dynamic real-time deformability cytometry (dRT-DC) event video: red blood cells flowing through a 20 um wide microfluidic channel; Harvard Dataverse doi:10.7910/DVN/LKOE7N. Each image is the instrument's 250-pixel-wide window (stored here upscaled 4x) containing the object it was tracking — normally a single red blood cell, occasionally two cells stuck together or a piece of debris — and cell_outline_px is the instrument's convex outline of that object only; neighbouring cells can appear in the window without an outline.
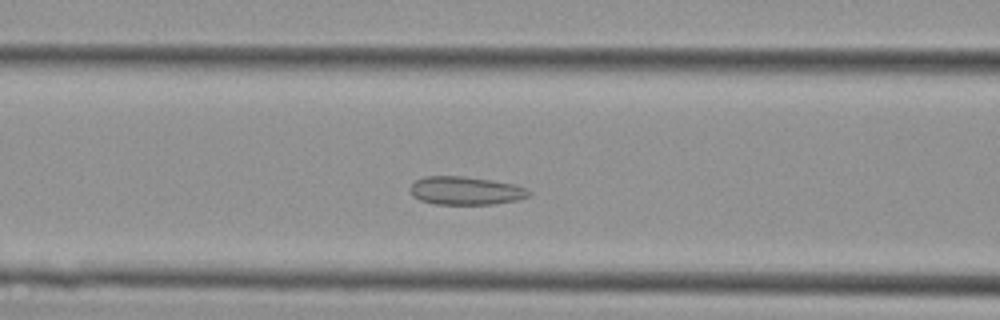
{"species": "Egyptian fruit bat (a non-hibernating species)", "species_latin": "Rousettus aegyptiacus", "temperature_condition": "cold", "stored_images_in_passage": 38, "camera_frame_rate_fps": 3000, "um_per_image_px": 0.085, "animal": {"sex": "female"}, "frame": {"image": 1, "passage_image": 12, "time_ms": 3.667, "image_size_px": [1000, 320], "cell_outline_px": [[532, 196], [520, 200], [492, 204], [436, 204], [420, 200], [412, 196], [408, 188], [416, 180], [424, 176], [464, 176], [492, 180], [512, 184], [528, 188], [532, 192]], "centroid_in_image_um": [39.61, 16.21], "position_along_channel_um": 127.0, "area_um2": 19.83}}
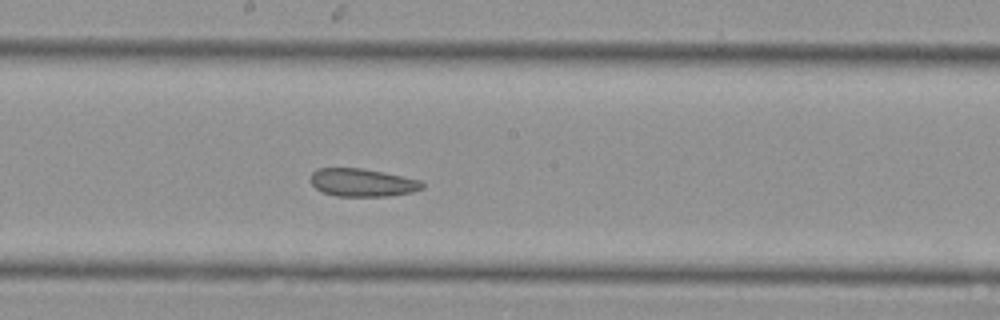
{"frame": {"image": 2, "passage_image": 18, "time_ms": 5.667, "image_size_px": [1000, 320], "cell_outline_px": [[424, 188], [412, 192], [388, 196], [336, 196], [324, 192], [316, 188], [312, 184], [312, 172], [316, 168], [360, 168], [384, 172], [420, 180], [424, 184]], "centroid_in_image_um": [30.82, 15.51], "position_along_channel_um": 217.4, "area_um2": 18.09}}
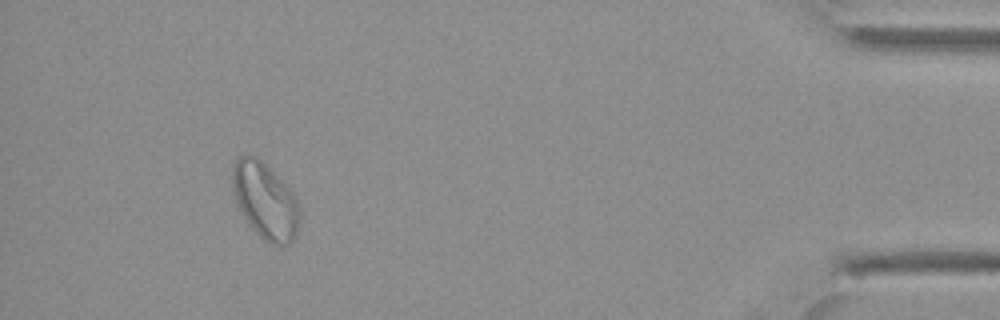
{"frame": {"image": 3, "passage_image": 35, "time_ms": 11.333, "image_size_px": [1000, 320], "cell_outline_px": [[300, 224], [292, 240], [288, 244], [272, 244], [264, 240], [252, 228], [244, 216], [232, 192], [232, 164], [240, 156], [248, 152], [256, 156], [296, 196], [300, 208]], "centroid_in_image_um": [22.53, 17.04], "position_along_channel_um": 412.7, "area_um2": 29.65}}